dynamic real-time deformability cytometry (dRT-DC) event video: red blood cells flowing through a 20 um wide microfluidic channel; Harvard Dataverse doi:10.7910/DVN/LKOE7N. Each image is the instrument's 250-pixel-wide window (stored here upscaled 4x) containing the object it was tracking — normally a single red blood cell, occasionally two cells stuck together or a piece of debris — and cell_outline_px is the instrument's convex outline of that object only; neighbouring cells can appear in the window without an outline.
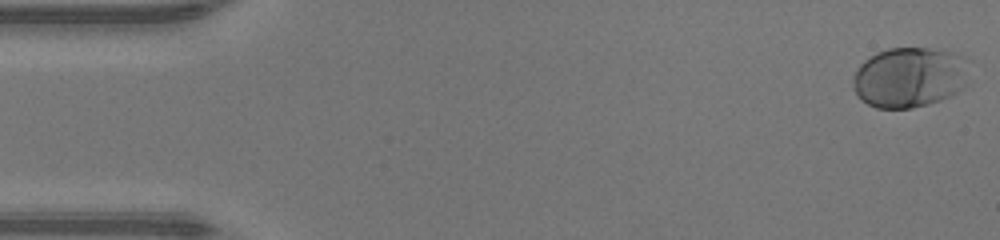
{"species": "human", "species_latin": "Homo sapiens", "temperature_condition": "warm", "stored_images_in_passage": 47, "camera_frame_rate_fps": 3000, "um_per_image_px": 0.085, "donor": {"sex": "male"}, "frame": {"image": 1, "passage_image": 1, "time_ms": 0.0, "image_size_px": [1000, 240], "cell_outline_px": [[964, 56], [956, 92], [940, 100], [928, 104], [912, 108], [876, 108], [860, 100], [852, 88], [852, 80], [860, 64], [864, 60], [876, 52], [888, 48], [944, 48]], "centroid_in_image_um": [77.14, 6.56], "position_along_channel_um": 7.9, "area_um2": 39.94}}
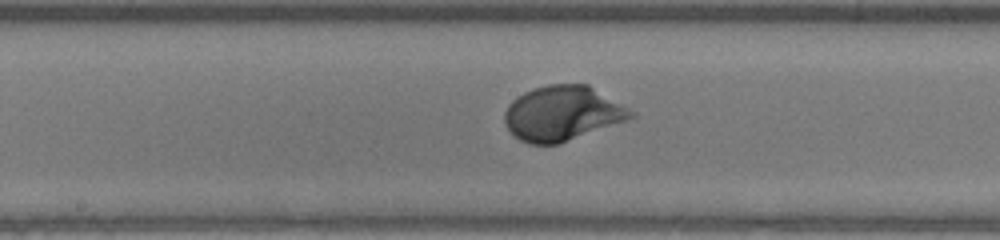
{"frame": {"image": 2, "passage_image": 24, "time_ms": 7.667, "image_size_px": [1000, 240], "cell_outline_px": [[636, 116], [560, 144], [528, 144], [520, 140], [504, 124], [504, 112], [508, 104], [512, 100], [524, 92], [548, 84], [588, 84], [636, 112]], "centroid_in_image_um": [47.79, 9.63], "position_along_channel_um": 200.4, "area_um2": 40.23}}
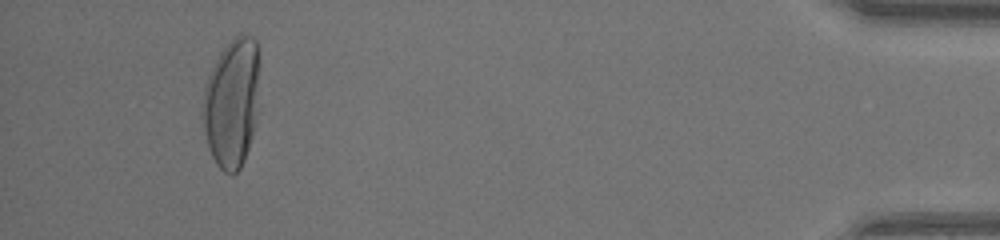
{"frame": {"image": 3, "passage_image": 44, "time_ms": 14.333, "image_size_px": [1000, 240], "cell_outline_px": [[260, 64], [256, 116], [252, 136], [244, 160], [240, 168], [236, 172], [224, 172], [216, 164], [208, 148], [200, 112], [204, 88], [208, 76], [220, 52], [236, 36], [252, 36], [256, 40]], "centroid_in_image_um": [19.69, 8.74], "position_along_channel_um": 415.5, "area_um2": 42.95}, "authors_computed_cell_mechanics": {"area_um2": 38.437, "velocity_mm_per_s": 4.3768, "shape_relaxation_time_tau1_ms": 3.1071, "shape_relaxation_time_tau2_ms": null, "deformation_change_tau1": 0.1912, "deformation_change_tau2": null}}